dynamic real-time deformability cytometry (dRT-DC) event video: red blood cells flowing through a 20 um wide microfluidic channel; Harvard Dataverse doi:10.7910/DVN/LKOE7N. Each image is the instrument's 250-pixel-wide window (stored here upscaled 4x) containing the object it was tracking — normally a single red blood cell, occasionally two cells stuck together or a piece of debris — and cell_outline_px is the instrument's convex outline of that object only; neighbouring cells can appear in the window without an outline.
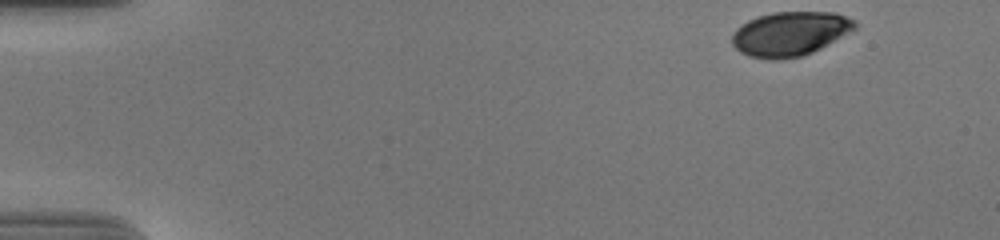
{"species": "human", "species_latin": "Homo sapiens", "temperature_condition": "cold", "stored_images_in_passage": 52, "camera_frame_rate_fps": 3000, "um_per_image_px": 0.085, "donor": {"sex": "male"}, "frame": {"image": 1, "passage_image": 1, "time_ms": 0.0, "image_size_px": [1000, 240], "cell_outline_px": [[856, 28], [820, 48], [804, 56], [780, 60], [772, 60], [748, 56], [740, 52], [732, 44], [732, 32], [740, 24], [748, 20], [772, 12], [836, 12], [856, 20]], "centroid_in_image_um": [67.12, 2.87], "position_along_channel_um": 17.9, "area_um2": 31.85}}
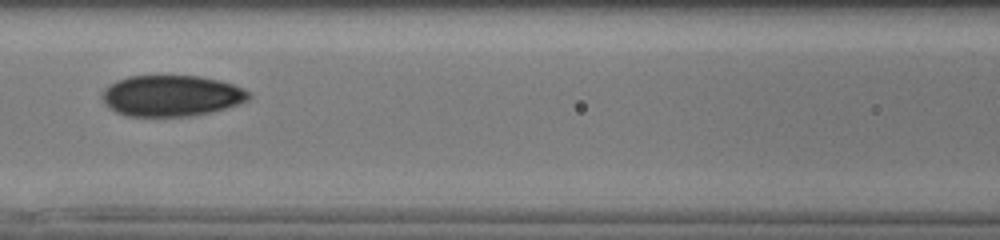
{"frame": {"image": 2, "passage_image": 22, "time_ms": 7.0, "image_size_px": [1000, 240], "cell_outline_px": [[252, 96], [248, 100], [240, 104], [212, 112], [192, 116], [128, 116], [116, 112], [100, 96], [104, 88], [108, 84], [116, 80], [128, 76], [200, 76], [220, 80], [244, 88], [252, 92]], "centroid_in_image_um": [14.62, 8.13], "position_along_channel_um": 152.0, "area_um2": 35.37}}
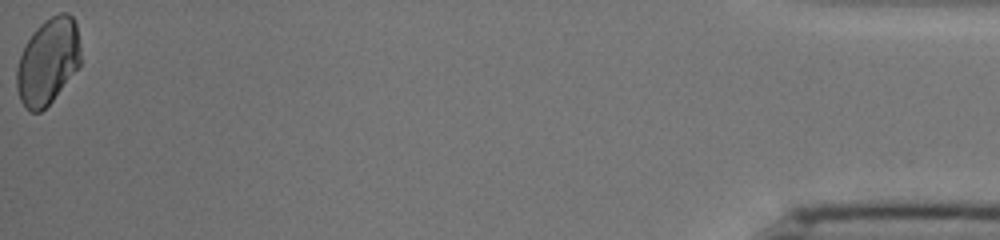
{"frame": {"image": 3, "passage_image": 52, "time_ms": 17.0, "image_size_px": [1000, 240], "cell_outline_px": [[80, 64], [52, 100], [40, 112], [32, 112], [24, 108], [20, 100], [16, 88], [16, 68], [20, 56], [32, 32], [44, 20], [60, 12], [68, 12], [72, 16], [76, 24], [80, 48]], "centroid_in_image_um": [4.05, 5.21], "position_along_channel_um": 431.1, "area_um2": 31.91}, "authors_computed_cell_mechanics": {"area_um2": 33.7841, "velocity_mm_per_s": 3.6878, "shape_relaxation_time_tau1_ms": 9.6298, "shape_relaxation_time_tau2_ms": 1.3262, "deformation_change_tau1": 0.1815, "deformation_change_tau2": 0.0373}}